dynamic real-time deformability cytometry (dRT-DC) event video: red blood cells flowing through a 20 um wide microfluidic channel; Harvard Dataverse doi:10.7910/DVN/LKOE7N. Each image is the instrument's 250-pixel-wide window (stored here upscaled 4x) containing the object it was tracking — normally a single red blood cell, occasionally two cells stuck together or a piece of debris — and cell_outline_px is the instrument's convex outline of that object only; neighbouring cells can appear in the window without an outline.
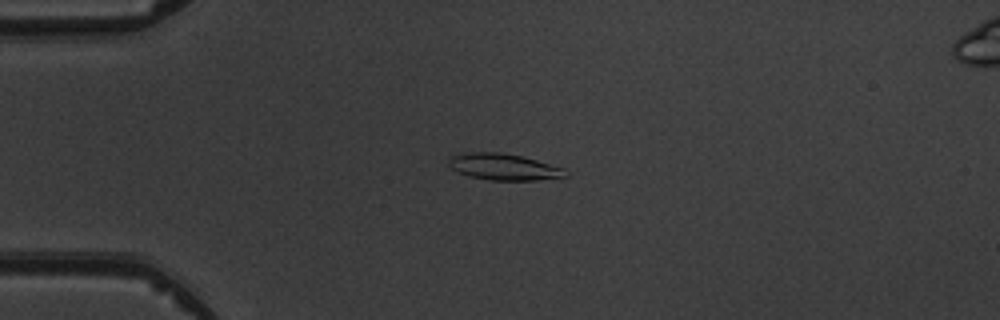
{"species": "common noctule bat (a hibernating species)", "species_latin": "Nyctalus noctula", "temperature_condition": "warm", "stored_images_in_passage": 8, "camera_frame_rate_fps": 3000, "um_per_image_px": 0.085, "animal": {"sex": "male", "body_mass_g": 19.5, "forearm_length_mm": 54.6}, "frame": {"image": 1, "passage_image": 4, "time_ms": 4.333, "image_size_px": [1000, 320], "cell_outline_px": [[568, 176], [536, 180], [488, 180], [468, 176], [452, 168], [448, 164], [448, 160], [452, 156], [468, 152], [500, 152], [520, 156], [536, 160], [564, 168], [568, 172]], "centroid_in_image_um": [42.83, 14.19], "position_along_channel_um": 42.2, "area_um2": 17.86}}
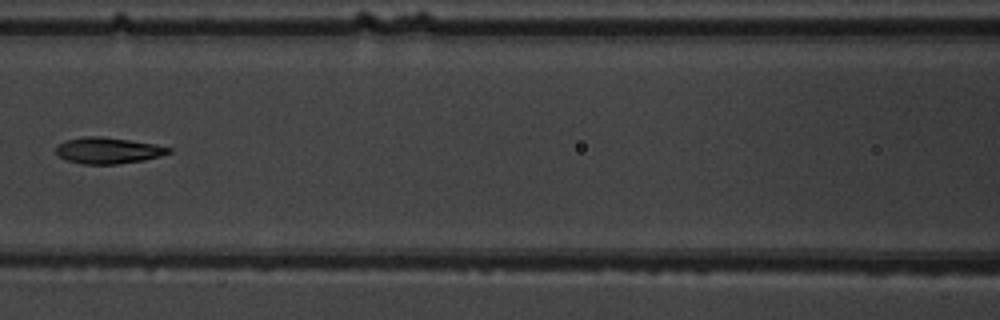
{"frame": {"image": 2, "passage_image": 7, "time_ms": 8.0, "image_size_px": [1000, 320], "cell_outline_px": [[172, 152], [160, 156], [144, 160], [116, 164], [84, 164], [68, 160], [56, 156], [56, 144], [64, 140], [84, 136], [100, 136], [156, 144], [172, 148]], "centroid_in_image_um": [9.16, 12.78], "position_along_channel_um": 157.4, "area_um2": 17.34}}
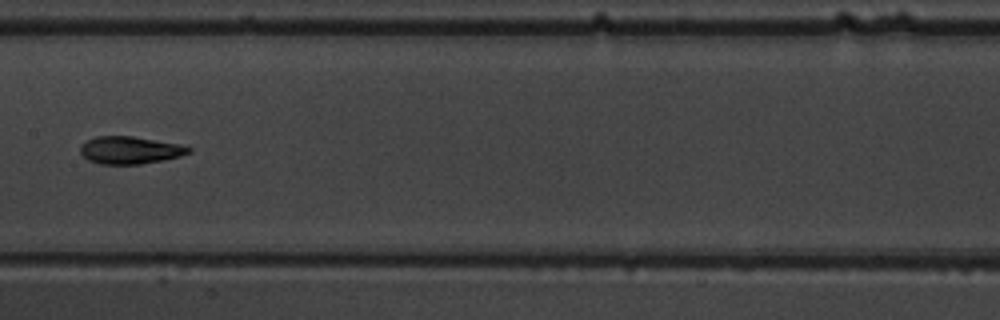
{"frame": {"image": 3, "passage_image": 8, "time_ms": 9.0, "image_size_px": [1000, 320], "cell_outline_px": [[192, 152], [180, 156], [140, 164], [100, 164], [88, 160], [80, 152], [80, 144], [96, 136], [132, 136], [188, 144], [192, 148]], "centroid_in_image_um": [11.11, 12.74], "position_along_channel_um": 196.3, "area_um2": 17.63}}